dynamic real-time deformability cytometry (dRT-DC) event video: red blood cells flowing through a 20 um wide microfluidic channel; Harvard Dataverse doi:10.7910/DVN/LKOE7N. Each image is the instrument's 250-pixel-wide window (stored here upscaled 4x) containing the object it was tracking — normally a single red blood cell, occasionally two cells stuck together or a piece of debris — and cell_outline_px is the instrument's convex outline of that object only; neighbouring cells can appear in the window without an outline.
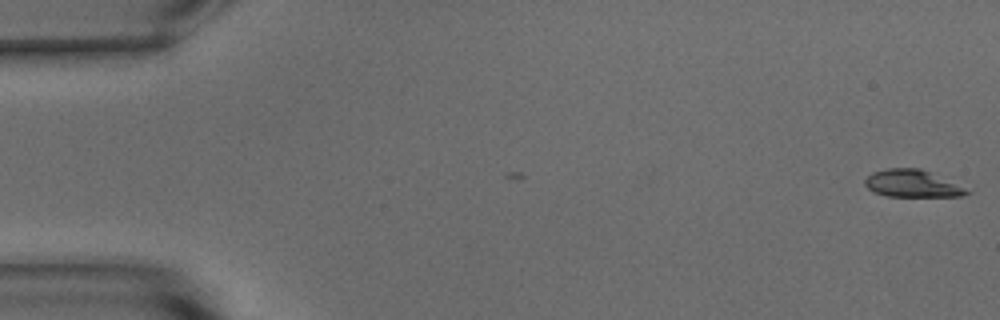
{"species": "common noctule bat (a hibernating species)", "species_latin": "Nyctalus noctula", "temperature_condition": "warm", "stored_images_in_passage": 54, "camera_frame_rate_fps": 3000, "um_per_image_px": 0.085, "animal": {"sex": "male", "body_mass_g": 15.6}, "frame": {"image": 1, "passage_image": 1, "time_ms": 0.0, "image_size_px": [1000, 320], "cell_outline_px": [[972, 192], [960, 196], [888, 196], [872, 192], [864, 184], [864, 180], [872, 172], [888, 168], [920, 168], [964, 188]], "centroid_in_image_um": [77.46, 15.6], "position_along_channel_um": 7.5, "area_um2": 15.84}}
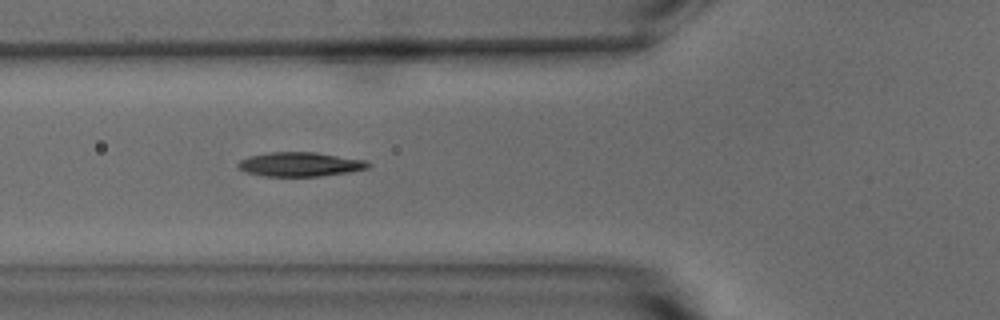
{"frame": {"image": 2, "passage_image": 20, "time_ms": 6.333, "image_size_px": [1000, 320], "cell_outline_px": [[372, 164], [368, 168], [348, 172], [320, 176], [264, 176], [244, 172], [236, 164], [240, 160], [248, 156], [268, 152], [316, 152], [364, 160]], "centroid_in_image_um": [25.47, 13.96], "position_along_channel_um": 100.3, "area_um2": 18.38}}
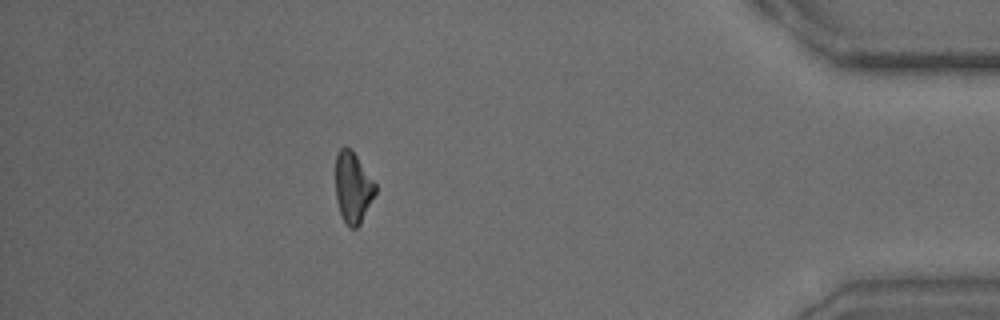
{"frame": {"image": 3, "passage_image": 48, "time_ms": 15.667, "image_size_px": [1000, 320], "cell_outline_px": [[376, 192], [360, 224], [356, 228], [348, 228], [340, 212], [336, 200], [336, 156], [340, 148], [344, 144], [356, 156], [376, 184]], "centroid_in_image_um": [29.99, 15.95], "position_along_channel_um": 405.2, "area_um2": 16.24}, "authors_computed_cell_mechanics": {"area_um2": 17.3689, "velocity_mm_per_s": 3.7612, "shape_relaxation_time_tau1_ms": 6.615, "shape_relaxation_time_tau2_ms": 8.1025, "deformation_change_tau1": 0.1973, "deformation_change_tau2": 0.162}}